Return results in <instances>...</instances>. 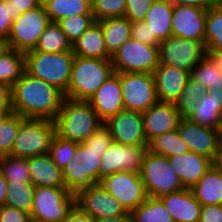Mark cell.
<instances>
[{
    "mask_svg": "<svg viewBox=\"0 0 222 222\" xmlns=\"http://www.w3.org/2000/svg\"><path fill=\"white\" fill-rule=\"evenodd\" d=\"M63 99L59 89L26 71L12 86L13 113L24 118L54 121Z\"/></svg>",
    "mask_w": 222,
    "mask_h": 222,
    "instance_id": "obj_1",
    "label": "cell"
},
{
    "mask_svg": "<svg viewBox=\"0 0 222 222\" xmlns=\"http://www.w3.org/2000/svg\"><path fill=\"white\" fill-rule=\"evenodd\" d=\"M54 123L57 136L76 143L85 141L104 124L89 101L66 97Z\"/></svg>",
    "mask_w": 222,
    "mask_h": 222,
    "instance_id": "obj_2",
    "label": "cell"
},
{
    "mask_svg": "<svg viewBox=\"0 0 222 222\" xmlns=\"http://www.w3.org/2000/svg\"><path fill=\"white\" fill-rule=\"evenodd\" d=\"M113 73L111 59L75 56L64 97L88 101Z\"/></svg>",
    "mask_w": 222,
    "mask_h": 222,
    "instance_id": "obj_3",
    "label": "cell"
},
{
    "mask_svg": "<svg viewBox=\"0 0 222 222\" xmlns=\"http://www.w3.org/2000/svg\"><path fill=\"white\" fill-rule=\"evenodd\" d=\"M74 59L73 51L46 53L31 50L25 53V71L65 94Z\"/></svg>",
    "mask_w": 222,
    "mask_h": 222,
    "instance_id": "obj_4",
    "label": "cell"
},
{
    "mask_svg": "<svg viewBox=\"0 0 222 222\" xmlns=\"http://www.w3.org/2000/svg\"><path fill=\"white\" fill-rule=\"evenodd\" d=\"M55 135L56 128L53 120L24 118L13 142L10 155L30 158L49 153Z\"/></svg>",
    "mask_w": 222,
    "mask_h": 222,
    "instance_id": "obj_5",
    "label": "cell"
},
{
    "mask_svg": "<svg viewBox=\"0 0 222 222\" xmlns=\"http://www.w3.org/2000/svg\"><path fill=\"white\" fill-rule=\"evenodd\" d=\"M140 177L148 197L159 198L184 189L168 157L154 154L150 150L146 152L141 164Z\"/></svg>",
    "mask_w": 222,
    "mask_h": 222,
    "instance_id": "obj_6",
    "label": "cell"
},
{
    "mask_svg": "<svg viewBox=\"0 0 222 222\" xmlns=\"http://www.w3.org/2000/svg\"><path fill=\"white\" fill-rule=\"evenodd\" d=\"M75 206V196L66 187H35L32 222H62Z\"/></svg>",
    "mask_w": 222,
    "mask_h": 222,
    "instance_id": "obj_7",
    "label": "cell"
},
{
    "mask_svg": "<svg viewBox=\"0 0 222 222\" xmlns=\"http://www.w3.org/2000/svg\"><path fill=\"white\" fill-rule=\"evenodd\" d=\"M50 22L43 4L23 12L13 21L10 35L3 45L23 53L34 50Z\"/></svg>",
    "mask_w": 222,
    "mask_h": 222,
    "instance_id": "obj_8",
    "label": "cell"
},
{
    "mask_svg": "<svg viewBox=\"0 0 222 222\" xmlns=\"http://www.w3.org/2000/svg\"><path fill=\"white\" fill-rule=\"evenodd\" d=\"M114 72L151 73L159 65L158 46L130 38L111 58Z\"/></svg>",
    "mask_w": 222,
    "mask_h": 222,
    "instance_id": "obj_9",
    "label": "cell"
},
{
    "mask_svg": "<svg viewBox=\"0 0 222 222\" xmlns=\"http://www.w3.org/2000/svg\"><path fill=\"white\" fill-rule=\"evenodd\" d=\"M125 110L144 113L158 102L154 76L151 73H120Z\"/></svg>",
    "mask_w": 222,
    "mask_h": 222,
    "instance_id": "obj_10",
    "label": "cell"
},
{
    "mask_svg": "<svg viewBox=\"0 0 222 222\" xmlns=\"http://www.w3.org/2000/svg\"><path fill=\"white\" fill-rule=\"evenodd\" d=\"M159 64L190 72L206 55L205 43L170 36L158 46Z\"/></svg>",
    "mask_w": 222,
    "mask_h": 222,
    "instance_id": "obj_11",
    "label": "cell"
},
{
    "mask_svg": "<svg viewBox=\"0 0 222 222\" xmlns=\"http://www.w3.org/2000/svg\"><path fill=\"white\" fill-rule=\"evenodd\" d=\"M100 183L128 213L148 198L140 173L120 171L105 176Z\"/></svg>",
    "mask_w": 222,
    "mask_h": 222,
    "instance_id": "obj_12",
    "label": "cell"
},
{
    "mask_svg": "<svg viewBox=\"0 0 222 222\" xmlns=\"http://www.w3.org/2000/svg\"><path fill=\"white\" fill-rule=\"evenodd\" d=\"M148 145L132 146L112 142L101 156L99 183L105 176L120 172L140 173Z\"/></svg>",
    "mask_w": 222,
    "mask_h": 222,
    "instance_id": "obj_13",
    "label": "cell"
},
{
    "mask_svg": "<svg viewBox=\"0 0 222 222\" xmlns=\"http://www.w3.org/2000/svg\"><path fill=\"white\" fill-rule=\"evenodd\" d=\"M75 205L94 219L130 216V213L101 183L94 184L87 190L80 192L75 197Z\"/></svg>",
    "mask_w": 222,
    "mask_h": 222,
    "instance_id": "obj_14",
    "label": "cell"
},
{
    "mask_svg": "<svg viewBox=\"0 0 222 222\" xmlns=\"http://www.w3.org/2000/svg\"><path fill=\"white\" fill-rule=\"evenodd\" d=\"M113 142L132 146L149 145L147 142L142 113L122 110L104 122Z\"/></svg>",
    "mask_w": 222,
    "mask_h": 222,
    "instance_id": "obj_15",
    "label": "cell"
},
{
    "mask_svg": "<svg viewBox=\"0 0 222 222\" xmlns=\"http://www.w3.org/2000/svg\"><path fill=\"white\" fill-rule=\"evenodd\" d=\"M207 9L174 5L172 35L205 43Z\"/></svg>",
    "mask_w": 222,
    "mask_h": 222,
    "instance_id": "obj_16",
    "label": "cell"
},
{
    "mask_svg": "<svg viewBox=\"0 0 222 222\" xmlns=\"http://www.w3.org/2000/svg\"><path fill=\"white\" fill-rule=\"evenodd\" d=\"M178 131L187 143L190 152L212 159L220 145L219 130L203 127L189 119L182 118Z\"/></svg>",
    "mask_w": 222,
    "mask_h": 222,
    "instance_id": "obj_17",
    "label": "cell"
},
{
    "mask_svg": "<svg viewBox=\"0 0 222 222\" xmlns=\"http://www.w3.org/2000/svg\"><path fill=\"white\" fill-rule=\"evenodd\" d=\"M142 115L148 143L158 135L178 129L182 119L174 103L167 102H157Z\"/></svg>",
    "mask_w": 222,
    "mask_h": 222,
    "instance_id": "obj_18",
    "label": "cell"
},
{
    "mask_svg": "<svg viewBox=\"0 0 222 222\" xmlns=\"http://www.w3.org/2000/svg\"><path fill=\"white\" fill-rule=\"evenodd\" d=\"M88 101L103 122L124 110L120 73L114 72Z\"/></svg>",
    "mask_w": 222,
    "mask_h": 222,
    "instance_id": "obj_19",
    "label": "cell"
},
{
    "mask_svg": "<svg viewBox=\"0 0 222 222\" xmlns=\"http://www.w3.org/2000/svg\"><path fill=\"white\" fill-rule=\"evenodd\" d=\"M153 76L158 102L175 103L190 78V72L159 64Z\"/></svg>",
    "mask_w": 222,
    "mask_h": 222,
    "instance_id": "obj_20",
    "label": "cell"
},
{
    "mask_svg": "<svg viewBox=\"0 0 222 222\" xmlns=\"http://www.w3.org/2000/svg\"><path fill=\"white\" fill-rule=\"evenodd\" d=\"M168 159L183 187L186 189H191L196 185L211 167L210 158L194 152L178 154L173 157H168Z\"/></svg>",
    "mask_w": 222,
    "mask_h": 222,
    "instance_id": "obj_21",
    "label": "cell"
},
{
    "mask_svg": "<svg viewBox=\"0 0 222 222\" xmlns=\"http://www.w3.org/2000/svg\"><path fill=\"white\" fill-rule=\"evenodd\" d=\"M159 199L171 213L174 222H199L202 205L190 189L165 194Z\"/></svg>",
    "mask_w": 222,
    "mask_h": 222,
    "instance_id": "obj_22",
    "label": "cell"
},
{
    "mask_svg": "<svg viewBox=\"0 0 222 222\" xmlns=\"http://www.w3.org/2000/svg\"><path fill=\"white\" fill-rule=\"evenodd\" d=\"M28 167L34 187H66L63 171L49 153L28 158Z\"/></svg>",
    "mask_w": 222,
    "mask_h": 222,
    "instance_id": "obj_23",
    "label": "cell"
},
{
    "mask_svg": "<svg viewBox=\"0 0 222 222\" xmlns=\"http://www.w3.org/2000/svg\"><path fill=\"white\" fill-rule=\"evenodd\" d=\"M206 91L186 119L206 128L220 130L222 106L220 105L219 92L216 89Z\"/></svg>",
    "mask_w": 222,
    "mask_h": 222,
    "instance_id": "obj_24",
    "label": "cell"
},
{
    "mask_svg": "<svg viewBox=\"0 0 222 222\" xmlns=\"http://www.w3.org/2000/svg\"><path fill=\"white\" fill-rule=\"evenodd\" d=\"M174 4L170 0H155L147 11L144 22L151 31V37L160 41L172 36Z\"/></svg>",
    "mask_w": 222,
    "mask_h": 222,
    "instance_id": "obj_25",
    "label": "cell"
},
{
    "mask_svg": "<svg viewBox=\"0 0 222 222\" xmlns=\"http://www.w3.org/2000/svg\"><path fill=\"white\" fill-rule=\"evenodd\" d=\"M75 56L96 59H111L107 54L101 24L96 21L72 45Z\"/></svg>",
    "mask_w": 222,
    "mask_h": 222,
    "instance_id": "obj_26",
    "label": "cell"
},
{
    "mask_svg": "<svg viewBox=\"0 0 222 222\" xmlns=\"http://www.w3.org/2000/svg\"><path fill=\"white\" fill-rule=\"evenodd\" d=\"M104 34L107 54L110 58L131 38V23L125 17L106 18L98 21Z\"/></svg>",
    "mask_w": 222,
    "mask_h": 222,
    "instance_id": "obj_27",
    "label": "cell"
},
{
    "mask_svg": "<svg viewBox=\"0 0 222 222\" xmlns=\"http://www.w3.org/2000/svg\"><path fill=\"white\" fill-rule=\"evenodd\" d=\"M190 190L202 206L222 205V174L210 167Z\"/></svg>",
    "mask_w": 222,
    "mask_h": 222,
    "instance_id": "obj_28",
    "label": "cell"
},
{
    "mask_svg": "<svg viewBox=\"0 0 222 222\" xmlns=\"http://www.w3.org/2000/svg\"><path fill=\"white\" fill-rule=\"evenodd\" d=\"M25 71V53L0 47V83L13 86Z\"/></svg>",
    "mask_w": 222,
    "mask_h": 222,
    "instance_id": "obj_29",
    "label": "cell"
},
{
    "mask_svg": "<svg viewBox=\"0 0 222 222\" xmlns=\"http://www.w3.org/2000/svg\"><path fill=\"white\" fill-rule=\"evenodd\" d=\"M51 22L75 15H93L91 0H42Z\"/></svg>",
    "mask_w": 222,
    "mask_h": 222,
    "instance_id": "obj_30",
    "label": "cell"
},
{
    "mask_svg": "<svg viewBox=\"0 0 222 222\" xmlns=\"http://www.w3.org/2000/svg\"><path fill=\"white\" fill-rule=\"evenodd\" d=\"M148 150L165 157H173L178 154L190 152L187 143L180 136L178 129L165 132L153 138L149 142Z\"/></svg>",
    "mask_w": 222,
    "mask_h": 222,
    "instance_id": "obj_31",
    "label": "cell"
},
{
    "mask_svg": "<svg viewBox=\"0 0 222 222\" xmlns=\"http://www.w3.org/2000/svg\"><path fill=\"white\" fill-rule=\"evenodd\" d=\"M130 222H174L159 198L148 197L130 213Z\"/></svg>",
    "mask_w": 222,
    "mask_h": 222,
    "instance_id": "obj_32",
    "label": "cell"
},
{
    "mask_svg": "<svg viewBox=\"0 0 222 222\" xmlns=\"http://www.w3.org/2000/svg\"><path fill=\"white\" fill-rule=\"evenodd\" d=\"M36 51L58 53L72 51V45L57 22H50L40 36Z\"/></svg>",
    "mask_w": 222,
    "mask_h": 222,
    "instance_id": "obj_33",
    "label": "cell"
},
{
    "mask_svg": "<svg viewBox=\"0 0 222 222\" xmlns=\"http://www.w3.org/2000/svg\"><path fill=\"white\" fill-rule=\"evenodd\" d=\"M205 51L222 52V9L217 4L207 9Z\"/></svg>",
    "mask_w": 222,
    "mask_h": 222,
    "instance_id": "obj_34",
    "label": "cell"
},
{
    "mask_svg": "<svg viewBox=\"0 0 222 222\" xmlns=\"http://www.w3.org/2000/svg\"><path fill=\"white\" fill-rule=\"evenodd\" d=\"M190 78L199 82L206 90H219L222 88V72L207 55L190 71Z\"/></svg>",
    "mask_w": 222,
    "mask_h": 222,
    "instance_id": "obj_35",
    "label": "cell"
},
{
    "mask_svg": "<svg viewBox=\"0 0 222 222\" xmlns=\"http://www.w3.org/2000/svg\"><path fill=\"white\" fill-rule=\"evenodd\" d=\"M34 188L31 182L8 183L5 205L31 214Z\"/></svg>",
    "mask_w": 222,
    "mask_h": 222,
    "instance_id": "obj_36",
    "label": "cell"
},
{
    "mask_svg": "<svg viewBox=\"0 0 222 222\" xmlns=\"http://www.w3.org/2000/svg\"><path fill=\"white\" fill-rule=\"evenodd\" d=\"M0 171L8 183L31 182L28 158L2 155Z\"/></svg>",
    "mask_w": 222,
    "mask_h": 222,
    "instance_id": "obj_37",
    "label": "cell"
},
{
    "mask_svg": "<svg viewBox=\"0 0 222 222\" xmlns=\"http://www.w3.org/2000/svg\"><path fill=\"white\" fill-rule=\"evenodd\" d=\"M62 171L66 188L68 192L75 197L80 192L87 190L94 185L87 177H85L82 163L76 162L74 158L69 161Z\"/></svg>",
    "mask_w": 222,
    "mask_h": 222,
    "instance_id": "obj_38",
    "label": "cell"
},
{
    "mask_svg": "<svg viewBox=\"0 0 222 222\" xmlns=\"http://www.w3.org/2000/svg\"><path fill=\"white\" fill-rule=\"evenodd\" d=\"M104 152L105 151L91 150L83 143H77L74 160L82 163L85 177H87L93 184L99 183L100 161Z\"/></svg>",
    "mask_w": 222,
    "mask_h": 222,
    "instance_id": "obj_39",
    "label": "cell"
},
{
    "mask_svg": "<svg viewBox=\"0 0 222 222\" xmlns=\"http://www.w3.org/2000/svg\"><path fill=\"white\" fill-rule=\"evenodd\" d=\"M205 92L207 91L203 85L189 78L183 92L174 103L181 118H187L193 112L195 104L200 101Z\"/></svg>",
    "mask_w": 222,
    "mask_h": 222,
    "instance_id": "obj_40",
    "label": "cell"
},
{
    "mask_svg": "<svg viewBox=\"0 0 222 222\" xmlns=\"http://www.w3.org/2000/svg\"><path fill=\"white\" fill-rule=\"evenodd\" d=\"M96 22L94 15H75L63 18L57 23L63 30L71 45L75 44L79 37Z\"/></svg>",
    "mask_w": 222,
    "mask_h": 222,
    "instance_id": "obj_41",
    "label": "cell"
},
{
    "mask_svg": "<svg viewBox=\"0 0 222 222\" xmlns=\"http://www.w3.org/2000/svg\"><path fill=\"white\" fill-rule=\"evenodd\" d=\"M23 120L24 117L12 113L0 123V156L11 153L13 142Z\"/></svg>",
    "mask_w": 222,
    "mask_h": 222,
    "instance_id": "obj_42",
    "label": "cell"
},
{
    "mask_svg": "<svg viewBox=\"0 0 222 222\" xmlns=\"http://www.w3.org/2000/svg\"><path fill=\"white\" fill-rule=\"evenodd\" d=\"M127 0H91V11L96 21L124 17Z\"/></svg>",
    "mask_w": 222,
    "mask_h": 222,
    "instance_id": "obj_43",
    "label": "cell"
},
{
    "mask_svg": "<svg viewBox=\"0 0 222 222\" xmlns=\"http://www.w3.org/2000/svg\"><path fill=\"white\" fill-rule=\"evenodd\" d=\"M76 149V142L67 141L55 135L49 148V155L53 161L63 170L69 161L75 157Z\"/></svg>",
    "mask_w": 222,
    "mask_h": 222,
    "instance_id": "obj_44",
    "label": "cell"
},
{
    "mask_svg": "<svg viewBox=\"0 0 222 222\" xmlns=\"http://www.w3.org/2000/svg\"><path fill=\"white\" fill-rule=\"evenodd\" d=\"M113 142L109 129L102 124L89 138L82 143L91 150L106 151Z\"/></svg>",
    "mask_w": 222,
    "mask_h": 222,
    "instance_id": "obj_45",
    "label": "cell"
},
{
    "mask_svg": "<svg viewBox=\"0 0 222 222\" xmlns=\"http://www.w3.org/2000/svg\"><path fill=\"white\" fill-rule=\"evenodd\" d=\"M155 0H127L125 18L130 22L144 21L147 11Z\"/></svg>",
    "mask_w": 222,
    "mask_h": 222,
    "instance_id": "obj_46",
    "label": "cell"
},
{
    "mask_svg": "<svg viewBox=\"0 0 222 222\" xmlns=\"http://www.w3.org/2000/svg\"><path fill=\"white\" fill-rule=\"evenodd\" d=\"M131 38L152 46H159L161 42L157 37H151V31L144 21L131 23Z\"/></svg>",
    "mask_w": 222,
    "mask_h": 222,
    "instance_id": "obj_47",
    "label": "cell"
},
{
    "mask_svg": "<svg viewBox=\"0 0 222 222\" xmlns=\"http://www.w3.org/2000/svg\"><path fill=\"white\" fill-rule=\"evenodd\" d=\"M13 20L10 7H6V0H0V43L4 44L11 32Z\"/></svg>",
    "mask_w": 222,
    "mask_h": 222,
    "instance_id": "obj_48",
    "label": "cell"
},
{
    "mask_svg": "<svg viewBox=\"0 0 222 222\" xmlns=\"http://www.w3.org/2000/svg\"><path fill=\"white\" fill-rule=\"evenodd\" d=\"M0 222H32L31 214L6 205L0 206Z\"/></svg>",
    "mask_w": 222,
    "mask_h": 222,
    "instance_id": "obj_49",
    "label": "cell"
},
{
    "mask_svg": "<svg viewBox=\"0 0 222 222\" xmlns=\"http://www.w3.org/2000/svg\"><path fill=\"white\" fill-rule=\"evenodd\" d=\"M42 4V0H6L10 7L11 19L14 21L21 13L34 9Z\"/></svg>",
    "mask_w": 222,
    "mask_h": 222,
    "instance_id": "obj_50",
    "label": "cell"
},
{
    "mask_svg": "<svg viewBox=\"0 0 222 222\" xmlns=\"http://www.w3.org/2000/svg\"><path fill=\"white\" fill-rule=\"evenodd\" d=\"M199 222H222V205L202 206Z\"/></svg>",
    "mask_w": 222,
    "mask_h": 222,
    "instance_id": "obj_51",
    "label": "cell"
},
{
    "mask_svg": "<svg viewBox=\"0 0 222 222\" xmlns=\"http://www.w3.org/2000/svg\"><path fill=\"white\" fill-rule=\"evenodd\" d=\"M0 112H13L12 87L0 83Z\"/></svg>",
    "mask_w": 222,
    "mask_h": 222,
    "instance_id": "obj_52",
    "label": "cell"
},
{
    "mask_svg": "<svg viewBox=\"0 0 222 222\" xmlns=\"http://www.w3.org/2000/svg\"><path fill=\"white\" fill-rule=\"evenodd\" d=\"M62 222H95L90 215L82 212L76 205Z\"/></svg>",
    "mask_w": 222,
    "mask_h": 222,
    "instance_id": "obj_53",
    "label": "cell"
},
{
    "mask_svg": "<svg viewBox=\"0 0 222 222\" xmlns=\"http://www.w3.org/2000/svg\"><path fill=\"white\" fill-rule=\"evenodd\" d=\"M174 5L194 6L208 9L211 5L216 4V0H170Z\"/></svg>",
    "mask_w": 222,
    "mask_h": 222,
    "instance_id": "obj_54",
    "label": "cell"
},
{
    "mask_svg": "<svg viewBox=\"0 0 222 222\" xmlns=\"http://www.w3.org/2000/svg\"><path fill=\"white\" fill-rule=\"evenodd\" d=\"M211 167L222 174V143H220L218 150L211 159Z\"/></svg>",
    "mask_w": 222,
    "mask_h": 222,
    "instance_id": "obj_55",
    "label": "cell"
},
{
    "mask_svg": "<svg viewBox=\"0 0 222 222\" xmlns=\"http://www.w3.org/2000/svg\"><path fill=\"white\" fill-rule=\"evenodd\" d=\"M206 55L211 59V61L222 72V52L206 51Z\"/></svg>",
    "mask_w": 222,
    "mask_h": 222,
    "instance_id": "obj_56",
    "label": "cell"
},
{
    "mask_svg": "<svg viewBox=\"0 0 222 222\" xmlns=\"http://www.w3.org/2000/svg\"><path fill=\"white\" fill-rule=\"evenodd\" d=\"M8 182L0 171V206L5 205Z\"/></svg>",
    "mask_w": 222,
    "mask_h": 222,
    "instance_id": "obj_57",
    "label": "cell"
},
{
    "mask_svg": "<svg viewBox=\"0 0 222 222\" xmlns=\"http://www.w3.org/2000/svg\"><path fill=\"white\" fill-rule=\"evenodd\" d=\"M95 222H130V216L98 218Z\"/></svg>",
    "mask_w": 222,
    "mask_h": 222,
    "instance_id": "obj_58",
    "label": "cell"
},
{
    "mask_svg": "<svg viewBox=\"0 0 222 222\" xmlns=\"http://www.w3.org/2000/svg\"><path fill=\"white\" fill-rule=\"evenodd\" d=\"M13 112H0V123L10 114Z\"/></svg>",
    "mask_w": 222,
    "mask_h": 222,
    "instance_id": "obj_59",
    "label": "cell"
},
{
    "mask_svg": "<svg viewBox=\"0 0 222 222\" xmlns=\"http://www.w3.org/2000/svg\"><path fill=\"white\" fill-rule=\"evenodd\" d=\"M217 92H219L220 105L222 106V88L217 90Z\"/></svg>",
    "mask_w": 222,
    "mask_h": 222,
    "instance_id": "obj_60",
    "label": "cell"
},
{
    "mask_svg": "<svg viewBox=\"0 0 222 222\" xmlns=\"http://www.w3.org/2000/svg\"><path fill=\"white\" fill-rule=\"evenodd\" d=\"M219 135H220V143H222V120H221V127L219 130Z\"/></svg>",
    "mask_w": 222,
    "mask_h": 222,
    "instance_id": "obj_61",
    "label": "cell"
},
{
    "mask_svg": "<svg viewBox=\"0 0 222 222\" xmlns=\"http://www.w3.org/2000/svg\"><path fill=\"white\" fill-rule=\"evenodd\" d=\"M216 4L222 9V0H216Z\"/></svg>",
    "mask_w": 222,
    "mask_h": 222,
    "instance_id": "obj_62",
    "label": "cell"
}]
</instances>
